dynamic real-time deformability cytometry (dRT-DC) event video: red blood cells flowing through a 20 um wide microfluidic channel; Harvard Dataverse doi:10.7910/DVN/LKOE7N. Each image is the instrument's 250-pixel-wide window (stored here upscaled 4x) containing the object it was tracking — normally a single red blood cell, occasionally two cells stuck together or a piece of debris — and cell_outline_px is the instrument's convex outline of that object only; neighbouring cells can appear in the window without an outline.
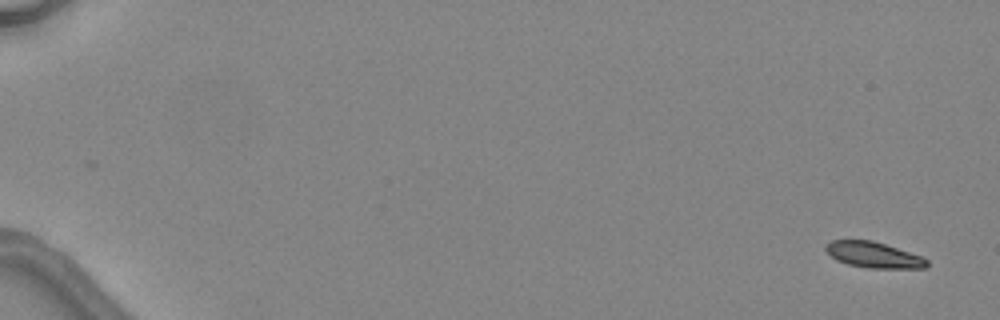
{"species": "common noctule bat (a hibernating species)", "species_latin": "Nyctalus noctula", "temperature_condition": "warm", "stored_images_in_passage": 3, "camera_frame_rate_fps": 3000, "um_per_image_px": 0.085, "animal": {"sex": "female", "body_mass_g": 24.6, "forearm_length_mm": 56.2}, "frame": {"image": 1, "passage_image": 3, "time_ms": 2.333, "image_size_px": [1000, 320], "cell_outline_px": [[928, 264], [924, 268], [868, 268], [848, 264], [836, 260], [824, 248], [832, 240], [872, 240], [920, 256], [928, 260]], "centroid_in_image_um": [74.24, 21.67], "position_along_channel_um": 10.8, "area_um2": 14.91}}